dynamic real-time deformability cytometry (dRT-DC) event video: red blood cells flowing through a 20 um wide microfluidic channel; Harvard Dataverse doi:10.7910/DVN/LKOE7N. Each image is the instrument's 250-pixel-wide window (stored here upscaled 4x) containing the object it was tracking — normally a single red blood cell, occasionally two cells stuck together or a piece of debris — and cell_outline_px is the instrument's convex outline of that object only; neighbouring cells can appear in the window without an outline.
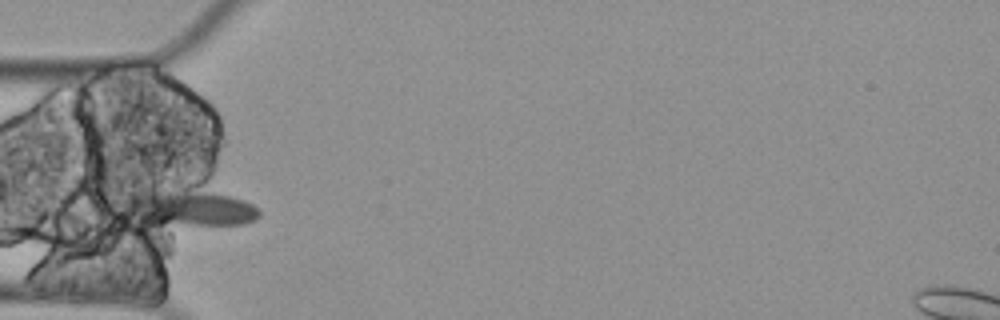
{"species": "Egyptian fruit bat (a non-hibernating species)", "species_latin": "Rousettus aegyptiacus", "temperature_condition": "cold", "stored_images_in_passage": 4, "camera_frame_rate_fps": 3000, "um_per_image_px": 0.085, "animal": {"sex": "female"}, "frame": {"image": 1, "passage_image": 4, "time_ms": 1.0, "image_size_px": [1000, 320], "cell_outline_px": [[260, 216], [256, 220], [244, 224], [144, 240], [108, 220], [104, 204], [132, 192], [168, 192], [228, 196], [244, 200], [252, 204], [260, 212]], "centroid_in_image_um": [15.07, 18.12], "position_along_channel_um": 69.9, "area_um2": 38.44}}